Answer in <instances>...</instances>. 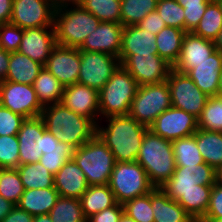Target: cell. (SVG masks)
<instances>
[{"instance_id": "obj_46", "label": "cell", "mask_w": 222, "mask_h": 222, "mask_svg": "<svg viewBox=\"0 0 222 222\" xmlns=\"http://www.w3.org/2000/svg\"><path fill=\"white\" fill-rule=\"evenodd\" d=\"M24 29L12 23L0 25V48L6 52L18 51Z\"/></svg>"}, {"instance_id": "obj_22", "label": "cell", "mask_w": 222, "mask_h": 222, "mask_svg": "<svg viewBox=\"0 0 222 222\" xmlns=\"http://www.w3.org/2000/svg\"><path fill=\"white\" fill-rule=\"evenodd\" d=\"M222 71V53L216 50L206 61L193 64L186 73L208 97L217 96Z\"/></svg>"}, {"instance_id": "obj_11", "label": "cell", "mask_w": 222, "mask_h": 222, "mask_svg": "<svg viewBox=\"0 0 222 222\" xmlns=\"http://www.w3.org/2000/svg\"><path fill=\"white\" fill-rule=\"evenodd\" d=\"M80 51L81 65L77 83L99 92L121 65L120 60L108 53Z\"/></svg>"}, {"instance_id": "obj_9", "label": "cell", "mask_w": 222, "mask_h": 222, "mask_svg": "<svg viewBox=\"0 0 222 222\" xmlns=\"http://www.w3.org/2000/svg\"><path fill=\"white\" fill-rule=\"evenodd\" d=\"M216 181V170L206 163L176 166L172 177L161 186V189L171 199L178 201L184 193L200 189V185L213 186Z\"/></svg>"}, {"instance_id": "obj_60", "label": "cell", "mask_w": 222, "mask_h": 222, "mask_svg": "<svg viewBox=\"0 0 222 222\" xmlns=\"http://www.w3.org/2000/svg\"><path fill=\"white\" fill-rule=\"evenodd\" d=\"M216 177H217V182L222 184V166L216 170Z\"/></svg>"}, {"instance_id": "obj_53", "label": "cell", "mask_w": 222, "mask_h": 222, "mask_svg": "<svg viewBox=\"0 0 222 222\" xmlns=\"http://www.w3.org/2000/svg\"><path fill=\"white\" fill-rule=\"evenodd\" d=\"M13 0H0V25L10 23Z\"/></svg>"}, {"instance_id": "obj_31", "label": "cell", "mask_w": 222, "mask_h": 222, "mask_svg": "<svg viewBox=\"0 0 222 222\" xmlns=\"http://www.w3.org/2000/svg\"><path fill=\"white\" fill-rule=\"evenodd\" d=\"M186 33L179 28L166 26L156 35L158 55L172 66L178 60Z\"/></svg>"}, {"instance_id": "obj_6", "label": "cell", "mask_w": 222, "mask_h": 222, "mask_svg": "<svg viewBox=\"0 0 222 222\" xmlns=\"http://www.w3.org/2000/svg\"><path fill=\"white\" fill-rule=\"evenodd\" d=\"M138 87L135 79L120 65L99 91L100 119L128 115Z\"/></svg>"}, {"instance_id": "obj_34", "label": "cell", "mask_w": 222, "mask_h": 222, "mask_svg": "<svg viewBox=\"0 0 222 222\" xmlns=\"http://www.w3.org/2000/svg\"><path fill=\"white\" fill-rule=\"evenodd\" d=\"M222 29V10L216 0L206 7L202 19L192 31L197 36L214 41Z\"/></svg>"}, {"instance_id": "obj_3", "label": "cell", "mask_w": 222, "mask_h": 222, "mask_svg": "<svg viewBox=\"0 0 222 222\" xmlns=\"http://www.w3.org/2000/svg\"><path fill=\"white\" fill-rule=\"evenodd\" d=\"M146 171L150 183L161 188L175 171V158L170 140L147 130L136 160Z\"/></svg>"}, {"instance_id": "obj_33", "label": "cell", "mask_w": 222, "mask_h": 222, "mask_svg": "<svg viewBox=\"0 0 222 222\" xmlns=\"http://www.w3.org/2000/svg\"><path fill=\"white\" fill-rule=\"evenodd\" d=\"M24 189L54 187V175L40 162L19 165L17 168Z\"/></svg>"}, {"instance_id": "obj_29", "label": "cell", "mask_w": 222, "mask_h": 222, "mask_svg": "<svg viewBox=\"0 0 222 222\" xmlns=\"http://www.w3.org/2000/svg\"><path fill=\"white\" fill-rule=\"evenodd\" d=\"M193 135L204 162L218 170L222 166V132L198 129Z\"/></svg>"}, {"instance_id": "obj_25", "label": "cell", "mask_w": 222, "mask_h": 222, "mask_svg": "<svg viewBox=\"0 0 222 222\" xmlns=\"http://www.w3.org/2000/svg\"><path fill=\"white\" fill-rule=\"evenodd\" d=\"M154 222H196L185 209L171 199L161 188L151 192Z\"/></svg>"}, {"instance_id": "obj_7", "label": "cell", "mask_w": 222, "mask_h": 222, "mask_svg": "<svg viewBox=\"0 0 222 222\" xmlns=\"http://www.w3.org/2000/svg\"><path fill=\"white\" fill-rule=\"evenodd\" d=\"M109 187L118 203L144 196L154 190L144 168L137 162H116Z\"/></svg>"}, {"instance_id": "obj_59", "label": "cell", "mask_w": 222, "mask_h": 222, "mask_svg": "<svg viewBox=\"0 0 222 222\" xmlns=\"http://www.w3.org/2000/svg\"><path fill=\"white\" fill-rule=\"evenodd\" d=\"M119 222H136L133 218L129 217L127 214L123 213Z\"/></svg>"}, {"instance_id": "obj_32", "label": "cell", "mask_w": 222, "mask_h": 222, "mask_svg": "<svg viewBox=\"0 0 222 222\" xmlns=\"http://www.w3.org/2000/svg\"><path fill=\"white\" fill-rule=\"evenodd\" d=\"M211 191L212 186L200 185V189L184 193L177 202L196 222H199L207 212Z\"/></svg>"}, {"instance_id": "obj_1", "label": "cell", "mask_w": 222, "mask_h": 222, "mask_svg": "<svg viewBox=\"0 0 222 222\" xmlns=\"http://www.w3.org/2000/svg\"><path fill=\"white\" fill-rule=\"evenodd\" d=\"M148 129L129 115L110 116L99 120L96 135L110 149L116 162H135Z\"/></svg>"}, {"instance_id": "obj_13", "label": "cell", "mask_w": 222, "mask_h": 222, "mask_svg": "<svg viewBox=\"0 0 222 222\" xmlns=\"http://www.w3.org/2000/svg\"><path fill=\"white\" fill-rule=\"evenodd\" d=\"M55 11L50 0H13L10 23L22 29L54 27Z\"/></svg>"}, {"instance_id": "obj_54", "label": "cell", "mask_w": 222, "mask_h": 222, "mask_svg": "<svg viewBox=\"0 0 222 222\" xmlns=\"http://www.w3.org/2000/svg\"><path fill=\"white\" fill-rule=\"evenodd\" d=\"M10 53L0 48V81L6 79L9 69Z\"/></svg>"}, {"instance_id": "obj_50", "label": "cell", "mask_w": 222, "mask_h": 222, "mask_svg": "<svg viewBox=\"0 0 222 222\" xmlns=\"http://www.w3.org/2000/svg\"><path fill=\"white\" fill-rule=\"evenodd\" d=\"M136 25L154 35H157L163 28L166 27L164 20L156 10L150 12L142 21Z\"/></svg>"}, {"instance_id": "obj_49", "label": "cell", "mask_w": 222, "mask_h": 222, "mask_svg": "<svg viewBox=\"0 0 222 222\" xmlns=\"http://www.w3.org/2000/svg\"><path fill=\"white\" fill-rule=\"evenodd\" d=\"M123 213V204L117 202L114 206L93 214L87 222H119Z\"/></svg>"}, {"instance_id": "obj_63", "label": "cell", "mask_w": 222, "mask_h": 222, "mask_svg": "<svg viewBox=\"0 0 222 222\" xmlns=\"http://www.w3.org/2000/svg\"><path fill=\"white\" fill-rule=\"evenodd\" d=\"M216 1L219 3L221 10H222V0H216Z\"/></svg>"}, {"instance_id": "obj_56", "label": "cell", "mask_w": 222, "mask_h": 222, "mask_svg": "<svg viewBox=\"0 0 222 222\" xmlns=\"http://www.w3.org/2000/svg\"><path fill=\"white\" fill-rule=\"evenodd\" d=\"M15 207V204L0 195V221Z\"/></svg>"}, {"instance_id": "obj_37", "label": "cell", "mask_w": 222, "mask_h": 222, "mask_svg": "<svg viewBox=\"0 0 222 222\" xmlns=\"http://www.w3.org/2000/svg\"><path fill=\"white\" fill-rule=\"evenodd\" d=\"M48 214L53 222H87L77 198L60 196Z\"/></svg>"}, {"instance_id": "obj_16", "label": "cell", "mask_w": 222, "mask_h": 222, "mask_svg": "<svg viewBox=\"0 0 222 222\" xmlns=\"http://www.w3.org/2000/svg\"><path fill=\"white\" fill-rule=\"evenodd\" d=\"M81 65L79 48L56 45L44 67L66 87L78 82Z\"/></svg>"}, {"instance_id": "obj_55", "label": "cell", "mask_w": 222, "mask_h": 222, "mask_svg": "<svg viewBox=\"0 0 222 222\" xmlns=\"http://www.w3.org/2000/svg\"><path fill=\"white\" fill-rule=\"evenodd\" d=\"M55 10L71 7V6H81L84 0H50Z\"/></svg>"}, {"instance_id": "obj_62", "label": "cell", "mask_w": 222, "mask_h": 222, "mask_svg": "<svg viewBox=\"0 0 222 222\" xmlns=\"http://www.w3.org/2000/svg\"><path fill=\"white\" fill-rule=\"evenodd\" d=\"M199 222H222V219H201Z\"/></svg>"}, {"instance_id": "obj_24", "label": "cell", "mask_w": 222, "mask_h": 222, "mask_svg": "<svg viewBox=\"0 0 222 222\" xmlns=\"http://www.w3.org/2000/svg\"><path fill=\"white\" fill-rule=\"evenodd\" d=\"M88 187L83 171L73 159L67 161L54 175V188L61 197L80 199Z\"/></svg>"}, {"instance_id": "obj_8", "label": "cell", "mask_w": 222, "mask_h": 222, "mask_svg": "<svg viewBox=\"0 0 222 222\" xmlns=\"http://www.w3.org/2000/svg\"><path fill=\"white\" fill-rule=\"evenodd\" d=\"M172 107L168 83L160 82L140 85L134 96L129 116L149 127L165 110Z\"/></svg>"}, {"instance_id": "obj_17", "label": "cell", "mask_w": 222, "mask_h": 222, "mask_svg": "<svg viewBox=\"0 0 222 222\" xmlns=\"http://www.w3.org/2000/svg\"><path fill=\"white\" fill-rule=\"evenodd\" d=\"M46 126L41 116L26 118L17 134L20 165L39 162L44 145Z\"/></svg>"}, {"instance_id": "obj_57", "label": "cell", "mask_w": 222, "mask_h": 222, "mask_svg": "<svg viewBox=\"0 0 222 222\" xmlns=\"http://www.w3.org/2000/svg\"><path fill=\"white\" fill-rule=\"evenodd\" d=\"M214 45L216 50L220 51L222 53V29L220 30L217 37L214 39Z\"/></svg>"}, {"instance_id": "obj_58", "label": "cell", "mask_w": 222, "mask_h": 222, "mask_svg": "<svg viewBox=\"0 0 222 222\" xmlns=\"http://www.w3.org/2000/svg\"><path fill=\"white\" fill-rule=\"evenodd\" d=\"M33 222H53L49 214L34 216Z\"/></svg>"}, {"instance_id": "obj_48", "label": "cell", "mask_w": 222, "mask_h": 222, "mask_svg": "<svg viewBox=\"0 0 222 222\" xmlns=\"http://www.w3.org/2000/svg\"><path fill=\"white\" fill-rule=\"evenodd\" d=\"M202 219H222V184L217 181L212 186L209 206Z\"/></svg>"}, {"instance_id": "obj_41", "label": "cell", "mask_w": 222, "mask_h": 222, "mask_svg": "<svg viewBox=\"0 0 222 222\" xmlns=\"http://www.w3.org/2000/svg\"><path fill=\"white\" fill-rule=\"evenodd\" d=\"M124 213L133 218L136 222H154V215L151 206V192L123 204Z\"/></svg>"}, {"instance_id": "obj_20", "label": "cell", "mask_w": 222, "mask_h": 222, "mask_svg": "<svg viewBox=\"0 0 222 222\" xmlns=\"http://www.w3.org/2000/svg\"><path fill=\"white\" fill-rule=\"evenodd\" d=\"M124 26L116 22H100L90 33L79 50L103 52L118 57L121 49Z\"/></svg>"}, {"instance_id": "obj_38", "label": "cell", "mask_w": 222, "mask_h": 222, "mask_svg": "<svg viewBox=\"0 0 222 222\" xmlns=\"http://www.w3.org/2000/svg\"><path fill=\"white\" fill-rule=\"evenodd\" d=\"M81 6L101 22L120 23L121 0H84Z\"/></svg>"}, {"instance_id": "obj_10", "label": "cell", "mask_w": 222, "mask_h": 222, "mask_svg": "<svg viewBox=\"0 0 222 222\" xmlns=\"http://www.w3.org/2000/svg\"><path fill=\"white\" fill-rule=\"evenodd\" d=\"M166 82L171 93L172 107L184 110L198 118L209 97L195 85L186 73L178 72L173 68Z\"/></svg>"}, {"instance_id": "obj_47", "label": "cell", "mask_w": 222, "mask_h": 222, "mask_svg": "<svg viewBox=\"0 0 222 222\" xmlns=\"http://www.w3.org/2000/svg\"><path fill=\"white\" fill-rule=\"evenodd\" d=\"M25 119L22 115L0 105V136L17 135Z\"/></svg>"}, {"instance_id": "obj_45", "label": "cell", "mask_w": 222, "mask_h": 222, "mask_svg": "<svg viewBox=\"0 0 222 222\" xmlns=\"http://www.w3.org/2000/svg\"><path fill=\"white\" fill-rule=\"evenodd\" d=\"M184 9L185 31L192 32L200 22L207 5L212 0H176Z\"/></svg>"}, {"instance_id": "obj_42", "label": "cell", "mask_w": 222, "mask_h": 222, "mask_svg": "<svg viewBox=\"0 0 222 222\" xmlns=\"http://www.w3.org/2000/svg\"><path fill=\"white\" fill-rule=\"evenodd\" d=\"M156 11L164 20L166 26L185 31L184 9L176 0H158Z\"/></svg>"}, {"instance_id": "obj_43", "label": "cell", "mask_w": 222, "mask_h": 222, "mask_svg": "<svg viewBox=\"0 0 222 222\" xmlns=\"http://www.w3.org/2000/svg\"><path fill=\"white\" fill-rule=\"evenodd\" d=\"M75 147L50 148L44 151L39 162L53 175L70 159L73 158Z\"/></svg>"}, {"instance_id": "obj_4", "label": "cell", "mask_w": 222, "mask_h": 222, "mask_svg": "<svg viewBox=\"0 0 222 222\" xmlns=\"http://www.w3.org/2000/svg\"><path fill=\"white\" fill-rule=\"evenodd\" d=\"M100 20L82 6L61 8L54 13L56 43L65 47L80 48L86 37L94 32Z\"/></svg>"}, {"instance_id": "obj_39", "label": "cell", "mask_w": 222, "mask_h": 222, "mask_svg": "<svg viewBox=\"0 0 222 222\" xmlns=\"http://www.w3.org/2000/svg\"><path fill=\"white\" fill-rule=\"evenodd\" d=\"M198 129L222 132V97L208 98L198 117Z\"/></svg>"}, {"instance_id": "obj_52", "label": "cell", "mask_w": 222, "mask_h": 222, "mask_svg": "<svg viewBox=\"0 0 222 222\" xmlns=\"http://www.w3.org/2000/svg\"><path fill=\"white\" fill-rule=\"evenodd\" d=\"M74 147L70 144L59 142L56 135L51 134L47 129L44 131V145L42 153L50 148Z\"/></svg>"}, {"instance_id": "obj_35", "label": "cell", "mask_w": 222, "mask_h": 222, "mask_svg": "<svg viewBox=\"0 0 222 222\" xmlns=\"http://www.w3.org/2000/svg\"><path fill=\"white\" fill-rule=\"evenodd\" d=\"M158 0H121V20L124 27L138 24L156 10Z\"/></svg>"}, {"instance_id": "obj_26", "label": "cell", "mask_w": 222, "mask_h": 222, "mask_svg": "<svg viewBox=\"0 0 222 222\" xmlns=\"http://www.w3.org/2000/svg\"><path fill=\"white\" fill-rule=\"evenodd\" d=\"M60 197L54 188L24 189L17 206L32 216L48 214Z\"/></svg>"}, {"instance_id": "obj_19", "label": "cell", "mask_w": 222, "mask_h": 222, "mask_svg": "<svg viewBox=\"0 0 222 222\" xmlns=\"http://www.w3.org/2000/svg\"><path fill=\"white\" fill-rule=\"evenodd\" d=\"M56 45L54 27L26 28L18 52L45 66Z\"/></svg>"}, {"instance_id": "obj_21", "label": "cell", "mask_w": 222, "mask_h": 222, "mask_svg": "<svg viewBox=\"0 0 222 222\" xmlns=\"http://www.w3.org/2000/svg\"><path fill=\"white\" fill-rule=\"evenodd\" d=\"M215 51L216 48L212 40L187 32L183 39L178 60L172 68L178 72L187 73L193 67V64L206 61Z\"/></svg>"}, {"instance_id": "obj_28", "label": "cell", "mask_w": 222, "mask_h": 222, "mask_svg": "<svg viewBox=\"0 0 222 222\" xmlns=\"http://www.w3.org/2000/svg\"><path fill=\"white\" fill-rule=\"evenodd\" d=\"M83 215L86 219L93 214L114 206L117 201L108 184L89 186L80 197Z\"/></svg>"}, {"instance_id": "obj_23", "label": "cell", "mask_w": 222, "mask_h": 222, "mask_svg": "<svg viewBox=\"0 0 222 222\" xmlns=\"http://www.w3.org/2000/svg\"><path fill=\"white\" fill-rule=\"evenodd\" d=\"M158 55L156 35L137 25L126 26L122 31L121 49L118 56L122 64L129 56Z\"/></svg>"}, {"instance_id": "obj_61", "label": "cell", "mask_w": 222, "mask_h": 222, "mask_svg": "<svg viewBox=\"0 0 222 222\" xmlns=\"http://www.w3.org/2000/svg\"><path fill=\"white\" fill-rule=\"evenodd\" d=\"M217 96L222 97V71H221V76H220V79H219V87H218Z\"/></svg>"}, {"instance_id": "obj_18", "label": "cell", "mask_w": 222, "mask_h": 222, "mask_svg": "<svg viewBox=\"0 0 222 222\" xmlns=\"http://www.w3.org/2000/svg\"><path fill=\"white\" fill-rule=\"evenodd\" d=\"M61 104L95 125L100 120L99 92L91 87L79 83L64 87Z\"/></svg>"}, {"instance_id": "obj_2", "label": "cell", "mask_w": 222, "mask_h": 222, "mask_svg": "<svg viewBox=\"0 0 222 222\" xmlns=\"http://www.w3.org/2000/svg\"><path fill=\"white\" fill-rule=\"evenodd\" d=\"M41 117L46 129L59 142L75 148L80 147L96 135V125L88 118L78 115L61 103L44 106Z\"/></svg>"}, {"instance_id": "obj_40", "label": "cell", "mask_w": 222, "mask_h": 222, "mask_svg": "<svg viewBox=\"0 0 222 222\" xmlns=\"http://www.w3.org/2000/svg\"><path fill=\"white\" fill-rule=\"evenodd\" d=\"M24 193V187L17 169H0V195L17 205L21 195Z\"/></svg>"}, {"instance_id": "obj_51", "label": "cell", "mask_w": 222, "mask_h": 222, "mask_svg": "<svg viewBox=\"0 0 222 222\" xmlns=\"http://www.w3.org/2000/svg\"><path fill=\"white\" fill-rule=\"evenodd\" d=\"M34 216L20 209L17 205L0 222H33Z\"/></svg>"}, {"instance_id": "obj_30", "label": "cell", "mask_w": 222, "mask_h": 222, "mask_svg": "<svg viewBox=\"0 0 222 222\" xmlns=\"http://www.w3.org/2000/svg\"><path fill=\"white\" fill-rule=\"evenodd\" d=\"M32 86L43 107L61 103L64 86L46 69V67L40 70Z\"/></svg>"}, {"instance_id": "obj_44", "label": "cell", "mask_w": 222, "mask_h": 222, "mask_svg": "<svg viewBox=\"0 0 222 222\" xmlns=\"http://www.w3.org/2000/svg\"><path fill=\"white\" fill-rule=\"evenodd\" d=\"M19 165V142L17 135L0 136V167L16 169Z\"/></svg>"}, {"instance_id": "obj_36", "label": "cell", "mask_w": 222, "mask_h": 222, "mask_svg": "<svg viewBox=\"0 0 222 222\" xmlns=\"http://www.w3.org/2000/svg\"><path fill=\"white\" fill-rule=\"evenodd\" d=\"M176 166H194L205 163L197 147L195 136L171 141Z\"/></svg>"}, {"instance_id": "obj_27", "label": "cell", "mask_w": 222, "mask_h": 222, "mask_svg": "<svg viewBox=\"0 0 222 222\" xmlns=\"http://www.w3.org/2000/svg\"><path fill=\"white\" fill-rule=\"evenodd\" d=\"M44 66L18 51L10 53L9 69L5 81L33 85Z\"/></svg>"}, {"instance_id": "obj_15", "label": "cell", "mask_w": 222, "mask_h": 222, "mask_svg": "<svg viewBox=\"0 0 222 222\" xmlns=\"http://www.w3.org/2000/svg\"><path fill=\"white\" fill-rule=\"evenodd\" d=\"M121 65L139 86L165 82L172 69V65L159 55L134 54L129 56Z\"/></svg>"}, {"instance_id": "obj_5", "label": "cell", "mask_w": 222, "mask_h": 222, "mask_svg": "<svg viewBox=\"0 0 222 222\" xmlns=\"http://www.w3.org/2000/svg\"><path fill=\"white\" fill-rule=\"evenodd\" d=\"M72 159L83 171L89 186L109 184L116 161L97 135L76 148Z\"/></svg>"}, {"instance_id": "obj_12", "label": "cell", "mask_w": 222, "mask_h": 222, "mask_svg": "<svg viewBox=\"0 0 222 222\" xmlns=\"http://www.w3.org/2000/svg\"><path fill=\"white\" fill-rule=\"evenodd\" d=\"M0 105L24 118L41 116L44 108L32 85L0 81Z\"/></svg>"}, {"instance_id": "obj_14", "label": "cell", "mask_w": 222, "mask_h": 222, "mask_svg": "<svg viewBox=\"0 0 222 222\" xmlns=\"http://www.w3.org/2000/svg\"><path fill=\"white\" fill-rule=\"evenodd\" d=\"M154 134L173 141L192 136L198 130V118L174 107L159 115L148 127Z\"/></svg>"}]
</instances>
